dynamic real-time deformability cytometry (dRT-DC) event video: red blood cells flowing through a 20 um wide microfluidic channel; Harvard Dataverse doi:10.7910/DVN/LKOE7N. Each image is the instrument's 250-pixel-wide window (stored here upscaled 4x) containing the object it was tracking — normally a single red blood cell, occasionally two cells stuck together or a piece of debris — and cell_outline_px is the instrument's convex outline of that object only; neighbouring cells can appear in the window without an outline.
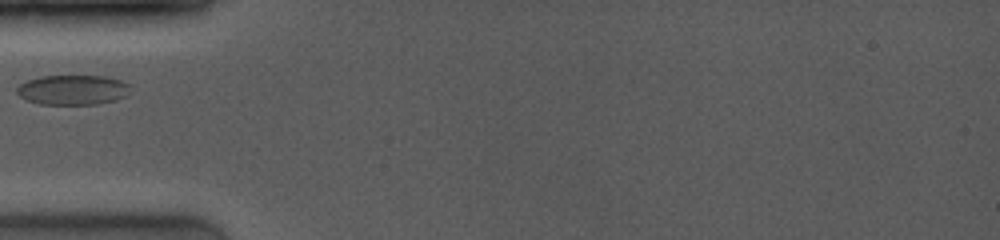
{"species": "common noctule bat (a hibernating species)", "species_latin": "Nyctalus noctula", "temperature_condition": "room temperature", "stored_images_in_passage": 2, "camera_frame_rate_fps": 4000, "um_per_image_px": 0.085, "animal": {"sex": "female", "body_mass_g": 19.0, "forearm_length_mm": 53.3}, "frame": {"image": 1, "passage_image": 1, "time_ms": 0.0, "image_size_px": [1000, 240], "cell_outline_px": [[128, 96], [116, 100], [100, 104], [40, 104], [28, 100], [20, 96], [16, 92], [16, 88], [20, 84], [28, 80], [40, 76], [108, 76], [120, 80], [128, 84]], "centroid_in_image_um": [6.2, 7.64], "position_along_channel_um": 78.8, "area_um2": 19.77}}